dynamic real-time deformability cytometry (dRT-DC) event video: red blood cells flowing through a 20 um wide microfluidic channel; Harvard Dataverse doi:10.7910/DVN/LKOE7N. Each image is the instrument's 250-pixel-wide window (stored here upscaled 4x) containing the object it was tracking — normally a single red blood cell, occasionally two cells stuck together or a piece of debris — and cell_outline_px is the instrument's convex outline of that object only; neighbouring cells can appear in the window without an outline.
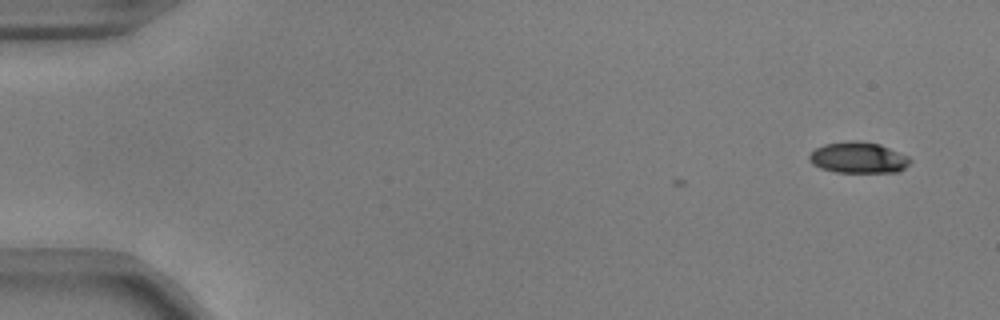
{"species": "common noctule bat (a hibernating species)", "species_latin": "Nyctalus noctula", "temperature_condition": "warm", "stored_images_in_passage": 2, "camera_frame_rate_fps": 3000, "um_per_image_px": 0.085, "animal": {"sex": "male", "body_mass_g": 17.9, "forearm_length_mm": 54.2}, "frame": {"image": 1, "passage_image": 2, "time_ms": 0.333, "image_size_px": [1000, 320], "cell_outline_px": [[912, 160], [904, 168], [896, 172], [836, 172], [820, 168], [812, 164], [808, 160], [808, 156], [816, 148], [824, 144], [848, 140], [856, 140], [880, 144], [908, 156]], "centroid_in_image_um": [72.93, 13.39], "position_along_channel_um": 12.1, "area_um2": 18.32}}